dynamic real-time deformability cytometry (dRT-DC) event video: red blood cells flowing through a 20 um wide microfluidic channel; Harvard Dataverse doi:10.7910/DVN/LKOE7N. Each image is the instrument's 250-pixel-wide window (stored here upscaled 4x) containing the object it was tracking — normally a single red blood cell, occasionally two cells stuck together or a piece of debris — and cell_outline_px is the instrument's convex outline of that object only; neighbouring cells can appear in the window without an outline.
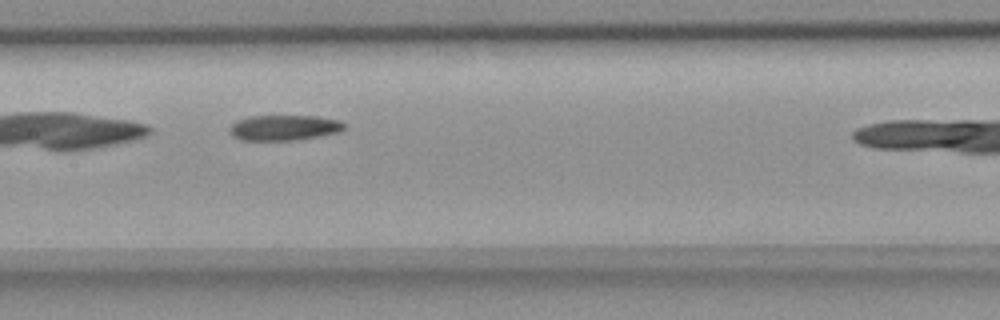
{"species": "common noctule bat (a hibernating species)", "species_latin": "Nyctalus noctula", "temperature_condition": "room temperature", "stored_images_in_passage": 15, "camera_frame_rate_fps": 3000, "um_per_image_px": 0.085, "animal": {"sex": "female", "body_mass_g": 18.4}, "frame": {"image": 1, "passage_image": 11, "time_ms": 3.333, "image_size_px": [1000, 320], "cell_outline_px": [[344, 128], [340, 132], [296, 140], [240, 140], [232, 136], [228, 132], [228, 128], [236, 120], [248, 116], [316, 116], [336, 120], [344, 124]], "centroid_in_image_um": [24.07, 10.85], "position_along_channel_um": 183.3, "area_um2": 16.99}}